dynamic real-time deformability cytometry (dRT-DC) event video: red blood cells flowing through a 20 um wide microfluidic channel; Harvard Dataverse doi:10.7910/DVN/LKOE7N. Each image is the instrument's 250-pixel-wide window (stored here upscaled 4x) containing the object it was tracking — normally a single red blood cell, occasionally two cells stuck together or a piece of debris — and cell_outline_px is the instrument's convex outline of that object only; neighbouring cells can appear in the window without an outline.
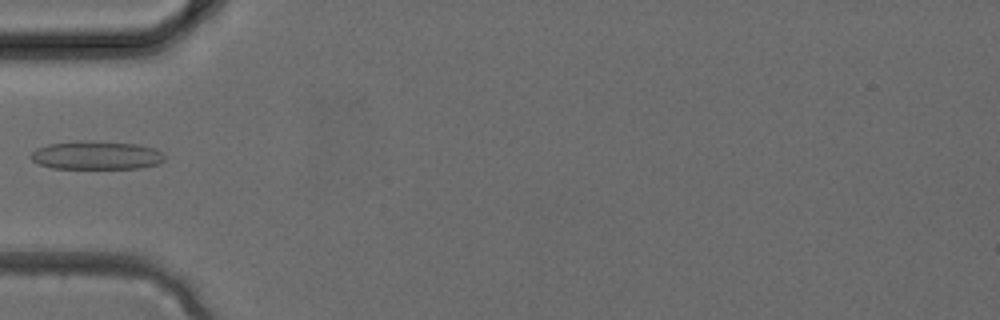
{"species": "common noctule bat (a hibernating species)", "species_latin": "Nyctalus noctula", "temperature_condition": "cold", "stored_images_in_passage": 3, "camera_frame_rate_fps": 3000, "um_per_image_px": 0.085, "animal": {"sex": "female", "body_mass_g": 24.6, "forearm_length_mm": 56.2}, "frame": {"image": 1, "passage_image": 3, "time_ms": 0.667, "image_size_px": [1000, 320], "cell_outline_px": [[164, 160], [160, 164], [140, 168], [52, 168], [40, 164], [32, 160], [28, 156], [36, 148], [48, 144], [76, 140], [96, 140], [140, 144], [152, 148], [160, 152], [164, 156]], "centroid_in_image_um": [8.17, 13.18], "position_along_channel_um": 76.8, "area_um2": 22.48}}